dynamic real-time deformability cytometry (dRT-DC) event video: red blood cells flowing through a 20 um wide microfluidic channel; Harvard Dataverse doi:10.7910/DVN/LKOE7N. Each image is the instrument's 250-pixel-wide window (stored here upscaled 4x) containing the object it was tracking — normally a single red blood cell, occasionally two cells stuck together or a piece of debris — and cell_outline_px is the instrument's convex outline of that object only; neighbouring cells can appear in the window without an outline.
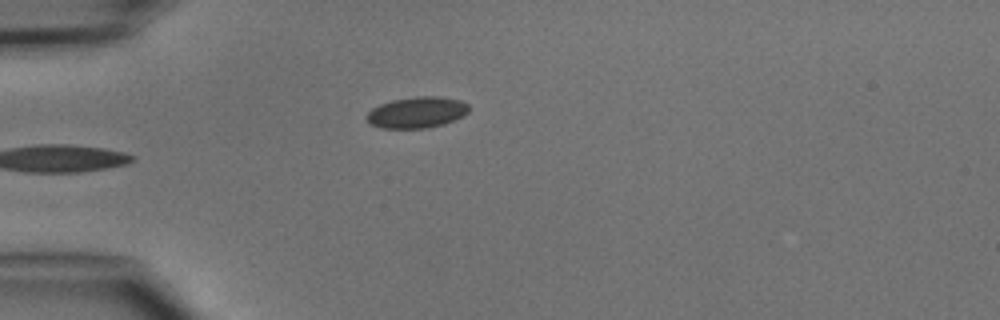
{"species": "common noctule bat (a hibernating species)", "species_latin": "Nyctalus noctula", "temperature_condition": "cold", "stored_images_in_passage": 5, "camera_frame_rate_fps": 3000, "um_per_image_px": 0.085, "animal": {"sex": "male", "body_mass_g": 15.6}, "frame": {"image": 1, "passage_image": 5, "time_ms": 4.333, "image_size_px": [1000, 320], "cell_outline_px": [[468, 112], [464, 116], [444, 124], [428, 128], [380, 128], [372, 124], [368, 120], [368, 112], [372, 108], [380, 104], [392, 100], [416, 96], [440, 96], [460, 100], [468, 104]], "centroid_in_image_um": [35.47, 9.55], "position_along_channel_um": 49.5, "area_um2": 18.55}}